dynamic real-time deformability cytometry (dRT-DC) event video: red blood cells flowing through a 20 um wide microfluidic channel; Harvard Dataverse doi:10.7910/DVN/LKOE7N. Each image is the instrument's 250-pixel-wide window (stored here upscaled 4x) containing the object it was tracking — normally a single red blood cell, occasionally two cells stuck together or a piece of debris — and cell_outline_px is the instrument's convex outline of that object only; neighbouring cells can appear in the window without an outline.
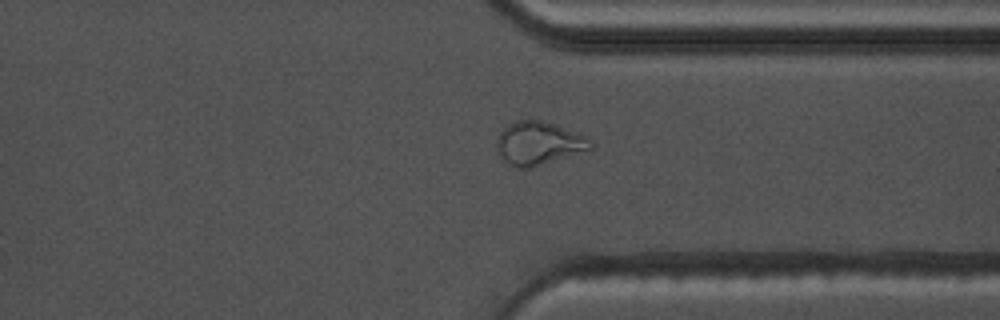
{"species": "common noctule bat (a hibernating species)", "species_latin": "Nyctalus noctula", "temperature_condition": "warm", "stored_images_in_passage": 36, "segment_of_instrument_passage": [2, 2], "camera_frame_rate_fps": 3000, "um_per_image_px": 0.085, "animal": {"sex": "male", "body_mass_g": 17.5, "forearm_length_mm": 52.3}, "frame": {"image": 1, "passage_image": 36, "time_ms": 11.667, "image_size_px": [1000, 320], "cell_outline_px": [[592, 148], [528, 168], [516, 168], [508, 164], [504, 160], [496, 144], [496, 140], [500, 132], [508, 124], [516, 120], [540, 120], [588, 136], [592, 144]], "centroid_in_image_um": [45.75, 12.16], "position_along_channel_um": 365.6, "area_um2": 23.06}}